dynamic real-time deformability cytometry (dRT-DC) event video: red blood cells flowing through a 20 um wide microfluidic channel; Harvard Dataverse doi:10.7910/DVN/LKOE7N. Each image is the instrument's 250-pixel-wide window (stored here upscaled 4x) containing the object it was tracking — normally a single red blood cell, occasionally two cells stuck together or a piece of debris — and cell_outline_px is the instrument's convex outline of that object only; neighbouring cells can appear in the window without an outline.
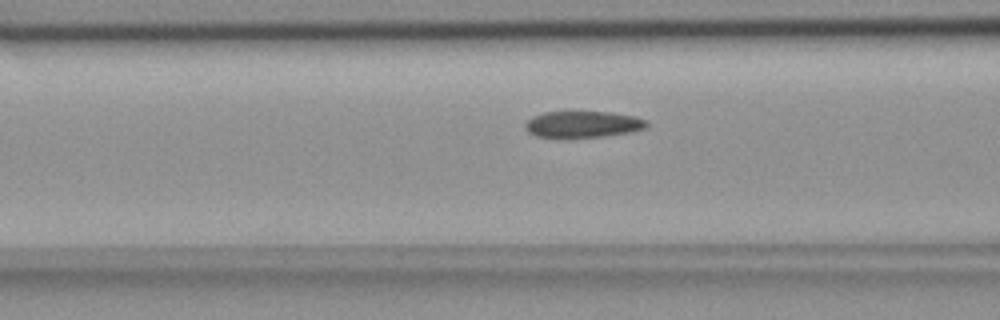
{"species": "common noctule bat (a hibernating species)", "species_latin": "Nyctalus noctula", "temperature_condition": "room temperature", "stored_images_in_passage": 32, "camera_frame_rate_fps": 3000, "um_per_image_px": 0.085, "animal": {"sex": "female", "body_mass_g": 18.4}, "frame": {"image": 1, "passage_image": 5, "time_ms": 1.333, "image_size_px": [1000, 320], "cell_outline_px": [[648, 124], [644, 128], [632, 132], [604, 136], [536, 136], [528, 132], [524, 128], [524, 124], [532, 116], [544, 112], [568, 108], [612, 112], [636, 116], [648, 120]], "centroid_in_image_um": [49.54, 10.48], "position_along_channel_um": 117.1, "area_um2": 19.48}}
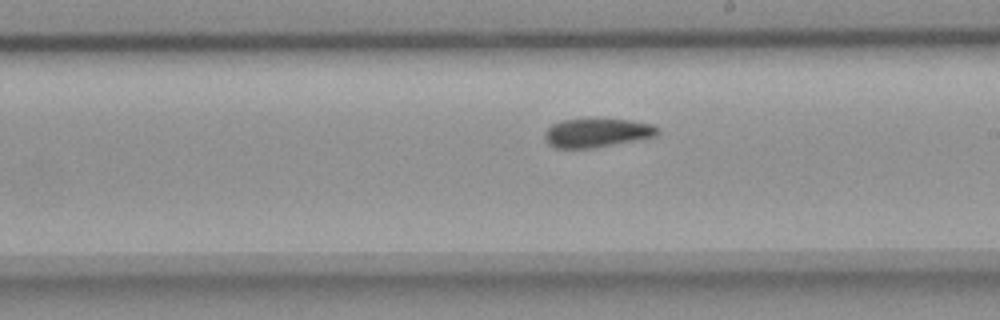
{"frame": {"image": 2, "passage_image": 15, "time_ms": 4.667, "image_size_px": [1000, 320], "cell_outline_px": [[660, 132], [656, 136], [640, 140], [592, 148], [552, 148], [548, 144], [544, 136], [544, 132], [552, 124], [560, 120], [588, 116], [596, 116], [632, 120], [652, 124], [660, 128]], "centroid_in_image_um": [50.75, 11.24], "position_along_channel_um": 238.3, "area_um2": 20.17}}
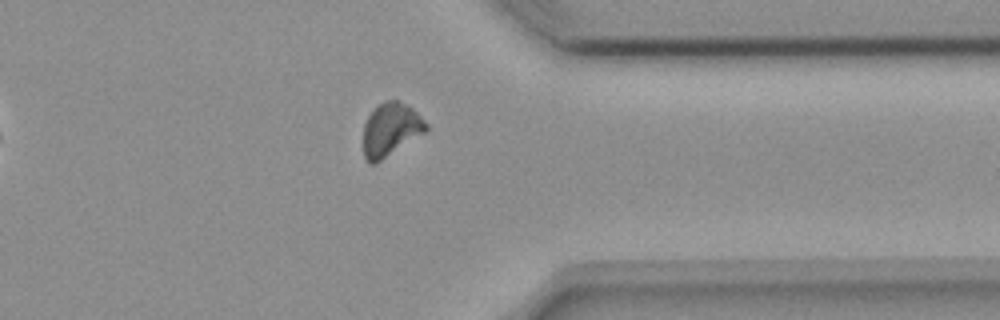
{"frame": {"image": 3, "passage_image": 27, "time_ms": 8.667, "image_size_px": [1000, 320], "cell_outline_px": [[428, 128], [424, 132], [380, 160], [372, 164], [364, 156], [364, 124], [368, 116], [384, 100], [400, 100], [408, 104], [428, 124]], "centroid_in_image_um": [33.21, 10.96], "position_along_channel_um": 378.2, "area_um2": 18.9}}